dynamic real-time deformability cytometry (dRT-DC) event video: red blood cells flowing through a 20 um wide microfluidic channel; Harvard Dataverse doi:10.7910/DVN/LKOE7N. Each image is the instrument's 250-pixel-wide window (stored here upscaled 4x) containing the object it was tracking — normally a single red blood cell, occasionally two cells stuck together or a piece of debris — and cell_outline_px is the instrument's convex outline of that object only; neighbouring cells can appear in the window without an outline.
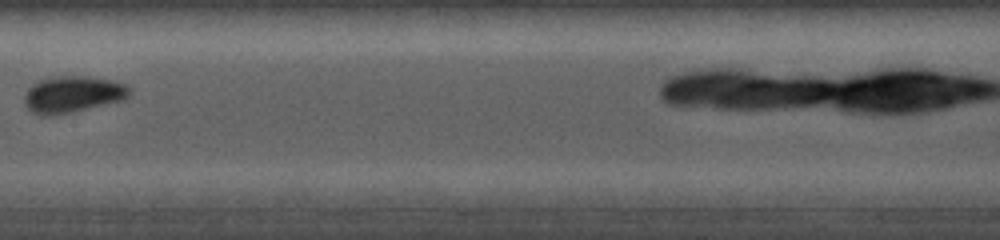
{"species": "common noctule bat (a hibernating species)", "species_latin": "Nyctalus noctula", "temperature_condition": "cold", "stored_images_in_passage": 7, "camera_frame_rate_fps": 5000, "um_per_image_px": 0.085, "animal": {"sex": "female", "body_mass_g": 19.0, "forearm_length_mm": 56.7}, "frame": {"image": 1, "passage_image": 6, "time_ms": 3.0, "image_size_px": [1000, 240], "cell_outline_px": [[128, 96], [124, 100], [72, 112], [52, 116], [40, 116], [32, 112], [24, 104], [24, 96], [28, 88], [32, 84], [40, 80], [52, 76], [88, 76], [116, 80], [124, 84], [128, 88]], "centroid_in_image_um": [6.14, 8.02], "position_along_channel_um": 201.3, "area_um2": 22.6}}